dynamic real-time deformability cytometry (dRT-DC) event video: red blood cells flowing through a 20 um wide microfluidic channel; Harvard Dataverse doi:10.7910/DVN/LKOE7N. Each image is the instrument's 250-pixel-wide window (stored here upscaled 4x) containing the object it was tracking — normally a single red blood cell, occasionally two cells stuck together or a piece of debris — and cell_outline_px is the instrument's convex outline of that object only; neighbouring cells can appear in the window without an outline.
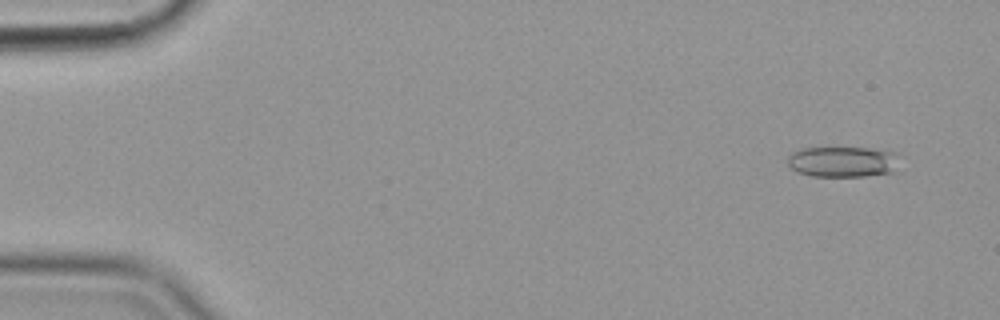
{"species": "common noctule bat (a hibernating species)", "species_latin": "Nyctalus noctula", "temperature_condition": "cold", "stored_images_in_passage": 52, "camera_frame_rate_fps": 3000, "um_per_image_px": 0.085, "animal": {"sex": "female", "body_mass_g": 19.9}, "frame": {"image": 1, "passage_image": 3, "time_ms": 0.667, "image_size_px": [1000, 320], "cell_outline_px": [[904, 156], [896, 172], [864, 176], [812, 176], [800, 172], [792, 168], [788, 164], [788, 156], [792, 152], [800, 148], [868, 148], [900, 152]], "centroid_in_image_um": [71.79, 13.74], "position_along_channel_um": 13.2, "area_um2": 20.58}}
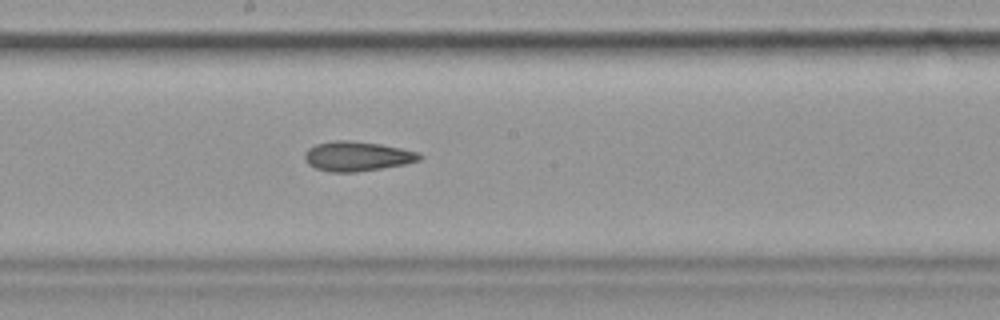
{"frame": {"image": 2, "passage_image": 30, "time_ms": 9.667, "image_size_px": [1000, 320], "cell_outline_px": [[424, 156], [420, 160], [404, 164], [356, 172], [328, 172], [316, 168], [308, 164], [304, 160], [304, 152], [308, 148], [316, 144], [332, 140], [348, 140], [380, 144], [400, 148], [416, 152]], "centroid_in_image_um": [30.3, 13.28], "position_along_channel_um": 217.9, "area_um2": 19.83}}
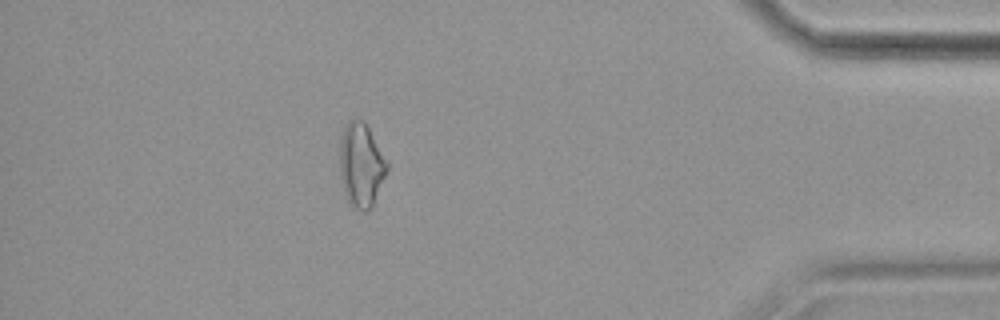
{"frame": {"image": 3, "passage_image": 49, "time_ms": 16.0, "image_size_px": [1000, 320], "cell_outline_px": [[388, 168], [372, 208], [368, 212], [364, 212], [352, 208], [344, 192], [340, 176], [340, 140], [344, 128], [348, 120], [364, 120], [388, 164]], "centroid_in_image_um": [30.68, 14.07], "position_along_channel_um": 404.5, "area_um2": 23.06}}